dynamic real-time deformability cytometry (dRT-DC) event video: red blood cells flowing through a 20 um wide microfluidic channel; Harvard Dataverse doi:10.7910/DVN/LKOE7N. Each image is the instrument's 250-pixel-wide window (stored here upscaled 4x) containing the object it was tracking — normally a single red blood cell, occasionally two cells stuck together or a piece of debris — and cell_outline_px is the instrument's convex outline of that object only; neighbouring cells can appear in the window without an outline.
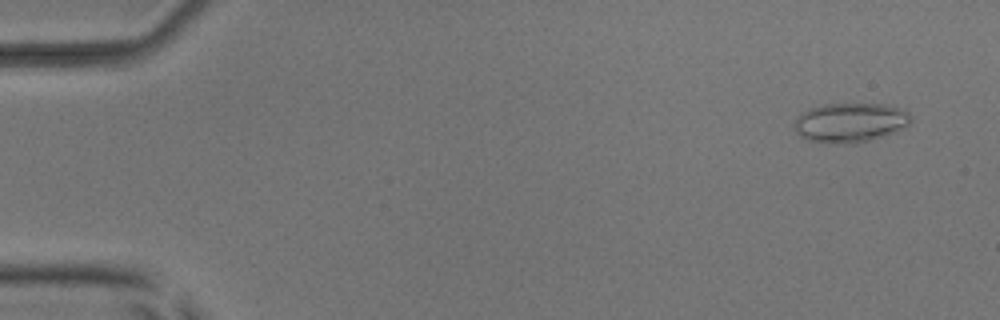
{"species": "common noctule bat (a hibernating species)", "species_latin": "Nyctalus noctula", "temperature_condition": "room temperature", "stored_images_in_passage": 5, "camera_frame_rate_fps": 3000, "um_per_image_px": 0.085, "animal": {"sex": "male", "body_mass_g": 17.9, "forearm_length_mm": 54.2}, "frame": {"image": 1, "passage_image": 1, "time_ms": 0.0, "image_size_px": [1000, 320], "cell_outline_px": [[912, 120], [908, 124], [896, 132], [856, 144], [844, 144], [808, 140], [800, 136], [792, 128], [796, 116], [820, 104], [884, 104], [900, 108], [908, 112], [912, 116]], "centroid_in_image_um": [72.26, 10.42], "position_along_channel_um": 12.7, "area_um2": 26.93}}